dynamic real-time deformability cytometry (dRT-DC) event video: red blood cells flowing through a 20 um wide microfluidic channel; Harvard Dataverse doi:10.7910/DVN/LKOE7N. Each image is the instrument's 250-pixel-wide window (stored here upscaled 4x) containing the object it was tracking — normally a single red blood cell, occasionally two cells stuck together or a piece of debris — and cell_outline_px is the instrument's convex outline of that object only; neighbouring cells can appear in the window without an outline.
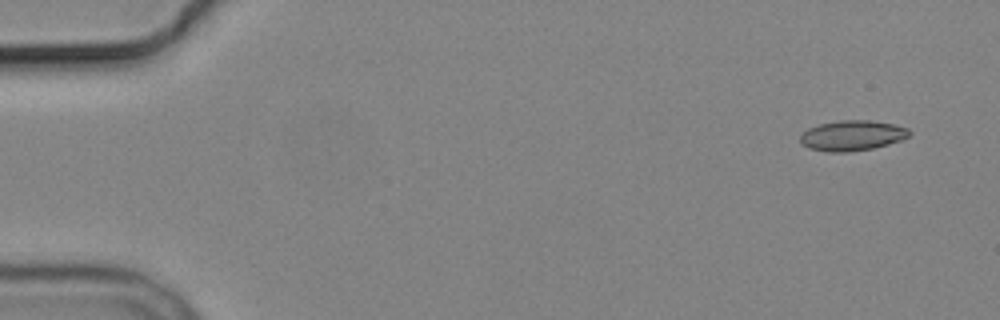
{"species": "common noctule bat (a hibernating species)", "species_latin": "Nyctalus noctula", "temperature_condition": "cold", "stored_images_in_passage": 8, "camera_frame_rate_fps": 3000, "um_per_image_px": 0.085, "animal": {"sex": "male", "body_mass_g": 19.2, "forearm_length_mm": 51.8}, "frame": {"image": 1, "passage_image": 2, "time_ms": 1.0, "image_size_px": [1000, 320], "cell_outline_px": [[912, 132], [908, 136], [900, 140], [888, 144], [872, 148], [848, 152], [828, 152], [808, 148], [800, 140], [800, 136], [808, 128], [820, 124], [840, 120], [868, 120], [892, 124], [908, 128]], "centroid_in_image_um": [72.43, 11.52], "position_along_channel_um": 12.6, "area_um2": 19.07}}
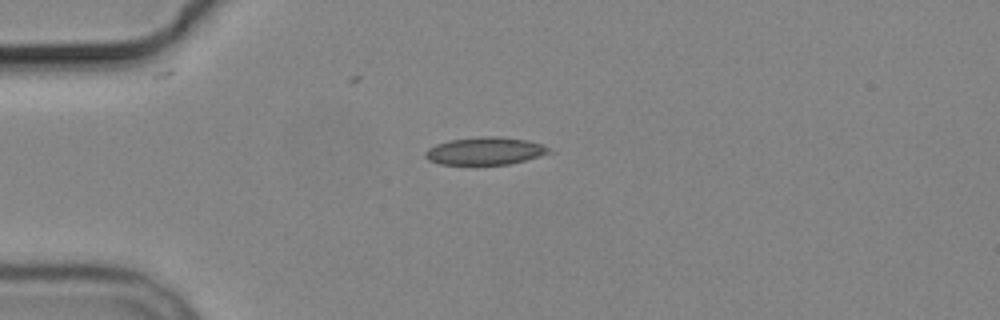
{"frame": {"image": 2, "passage_image": 5, "time_ms": 4.667, "image_size_px": [1000, 320], "cell_outline_px": [[556, 152], [508, 164], [440, 164], [428, 160], [424, 156], [424, 152], [428, 148], [436, 144], [452, 140], [480, 136], [500, 136], [528, 140], [544, 144]], "centroid_in_image_um": [41.28, 12.82], "position_along_channel_um": 43.7, "area_um2": 20.06}}
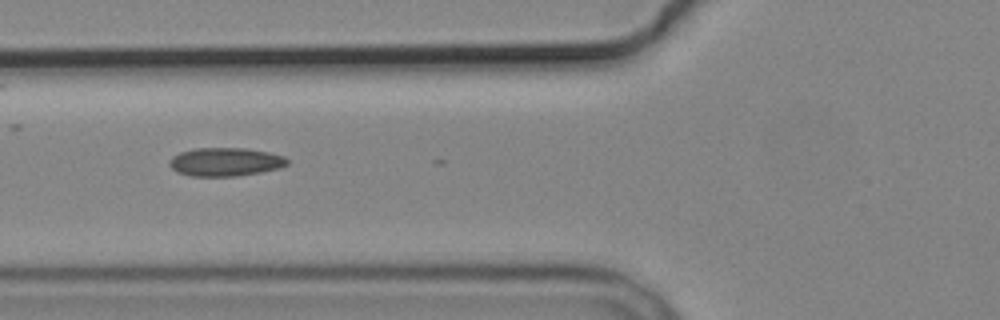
{"frame": {"image": 3, "passage_image": 7, "time_ms": 7.0, "image_size_px": [1000, 320], "cell_outline_px": [[288, 164], [280, 168], [260, 172], [236, 176], [192, 176], [176, 172], [168, 164], [168, 160], [172, 156], [180, 152], [192, 148], [248, 148], [268, 152], [284, 156], [288, 160]], "centroid_in_image_um": [19.13, 13.75], "position_along_channel_um": 106.7, "area_um2": 19.71}}